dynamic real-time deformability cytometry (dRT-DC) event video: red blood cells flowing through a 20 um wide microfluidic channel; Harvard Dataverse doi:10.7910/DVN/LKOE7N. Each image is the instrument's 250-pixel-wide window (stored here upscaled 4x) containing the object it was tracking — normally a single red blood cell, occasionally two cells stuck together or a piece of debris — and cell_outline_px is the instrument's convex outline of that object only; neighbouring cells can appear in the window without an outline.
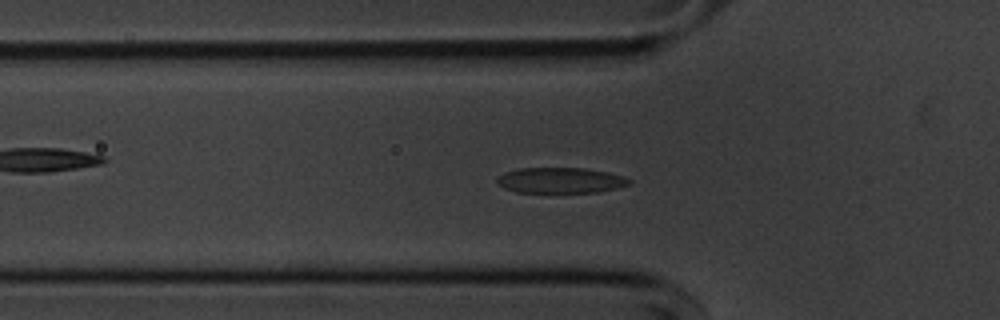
{"species": "common noctule bat (a hibernating species)", "species_latin": "Nyctalus noctula", "temperature_condition": "cold", "stored_images_in_passage": 55, "segment_of_instrument_passage": [1, 2], "camera_frame_rate_fps": 3000, "um_per_image_px": 0.085, "animal": {"sex": "male", "body_mass_g": 20.1, "forearm_length_mm": 53.5}, "frame": {"image": 1, "passage_image": 17, "time_ms": 5.333, "image_size_px": [1000, 320], "cell_outline_px": [[632, 184], [600, 192], [516, 192], [504, 188], [496, 184], [496, 176], [504, 172], [520, 168], [584, 168], [608, 172], [624, 176], [632, 180]], "centroid_in_image_um": [47.63, 15.32], "position_along_channel_um": 78.2, "area_um2": 19.94}}
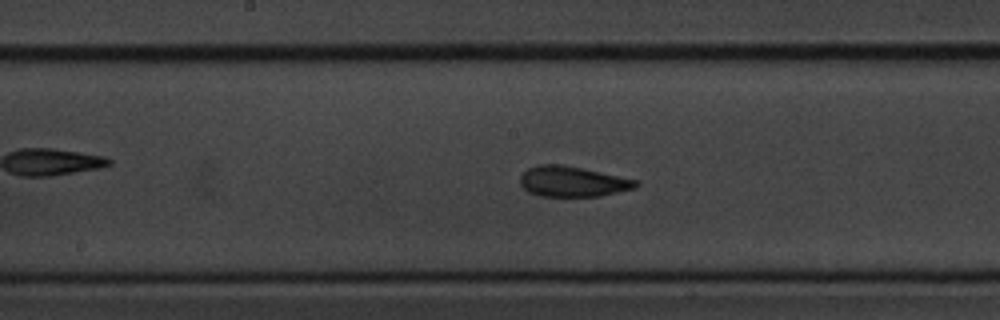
{"frame": {"image": 2, "passage_image": 27, "time_ms": 8.667, "image_size_px": [1000, 320], "cell_outline_px": [[640, 184], [636, 188], [600, 196], [540, 196], [528, 192], [520, 184], [520, 176], [528, 168], [540, 164], [560, 164], [640, 180]], "centroid_in_image_um": [48.69, 15.43], "position_along_channel_um": 199.5, "area_um2": 20.52}}
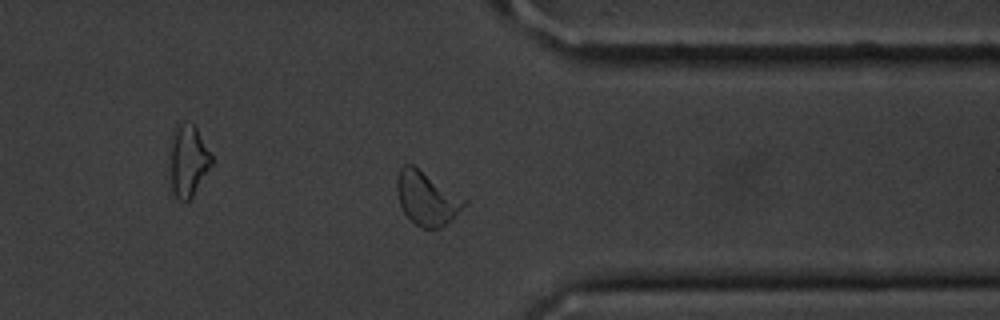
{"frame": {"image": 3, "passage_image": 42, "time_ms": 13.667, "image_size_px": [1000, 320], "cell_outline_px": [[468, 204], [444, 224], [436, 228], [420, 228], [404, 212], [400, 204], [396, 188], [396, 180], [400, 168], [404, 164], [412, 164], [468, 200]], "centroid_in_image_um": [36.26, 16.83], "position_along_channel_um": 375.1, "area_um2": 20.69}}